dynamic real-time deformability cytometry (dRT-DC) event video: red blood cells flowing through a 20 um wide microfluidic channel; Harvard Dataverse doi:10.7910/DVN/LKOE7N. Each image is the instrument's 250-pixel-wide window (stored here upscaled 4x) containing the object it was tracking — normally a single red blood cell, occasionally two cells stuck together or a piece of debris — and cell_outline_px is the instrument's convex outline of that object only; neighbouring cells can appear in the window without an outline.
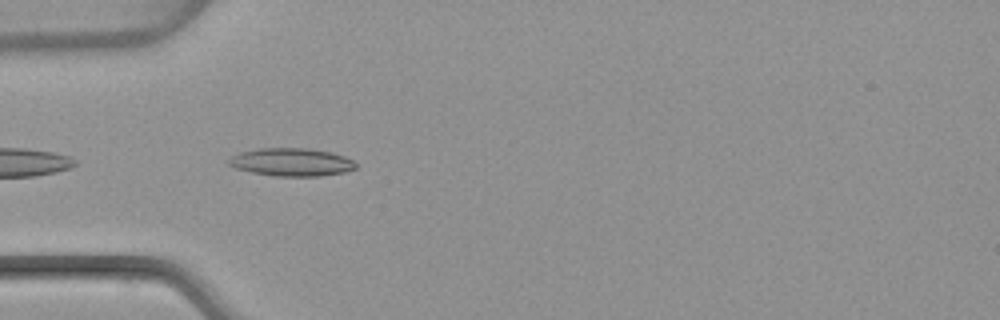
{"species": "common noctule bat (a hibernating species)", "species_latin": "Nyctalus noctula", "temperature_condition": "warm", "stored_images_in_passage": 5, "camera_frame_rate_fps": 3000, "um_per_image_px": 0.085, "animal": {"sex": "female", "body_mass_g": 22.7, "forearm_length_mm": 54.2}, "frame": {"image": 1, "passage_image": 2, "time_ms": 0.333, "image_size_px": [1000, 320], "cell_outline_px": [[356, 168], [344, 172], [320, 176], [272, 176], [252, 172], [236, 168], [228, 164], [228, 160], [232, 156], [240, 152], [260, 148], [308, 148], [332, 152], [344, 156], [352, 160], [356, 164]], "centroid_in_image_um": [24.78, 13.78], "position_along_channel_um": 60.2, "area_um2": 20.69}}